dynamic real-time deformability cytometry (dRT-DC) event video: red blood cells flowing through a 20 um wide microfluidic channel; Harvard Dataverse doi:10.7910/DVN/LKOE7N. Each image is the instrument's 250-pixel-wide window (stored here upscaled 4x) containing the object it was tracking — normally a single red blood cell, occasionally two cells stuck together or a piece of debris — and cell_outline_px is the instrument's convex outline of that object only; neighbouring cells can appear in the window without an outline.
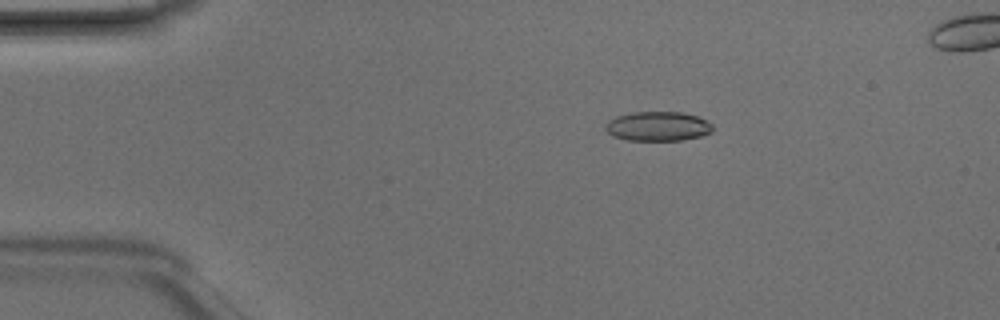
{"species": "Egyptian fruit bat (a non-hibernating species)", "species_latin": "Rousettus aegyptiacus", "temperature_condition": "room temperature", "stored_images_in_passage": 40, "camera_frame_rate_fps": 3000, "um_per_image_px": 0.085, "animal": {"sex": "male"}, "frame": {"image": 1, "passage_image": 1, "time_ms": 0.0, "image_size_px": [1000, 320], "cell_outline_px": [[716, 128], [712, 132], [700, 136], [680, 140], [624, 140], [612, 136], [604, 128], [604, 124], [608, 120], [616, 116], [632, 112], [684, 112], [696, 116], [712, 124]], "centroid_in_image_um": [55.89, 10.73], "position_along_channel_um": 29.1, "area_um2": 18.55}}
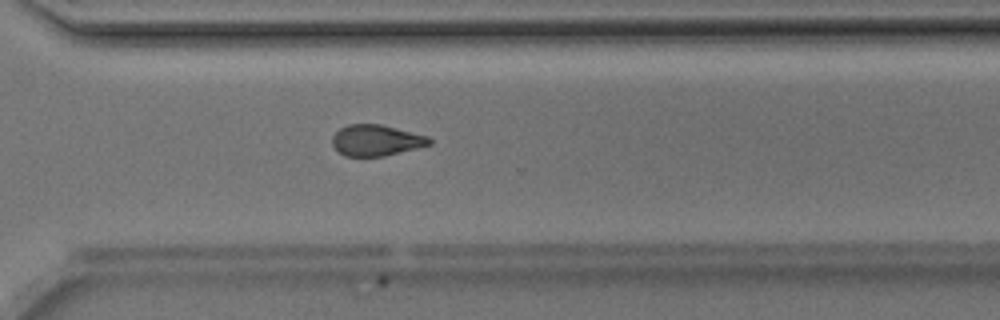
{"frame": {"image": 2, "passage_image": 27, "time_ms": 8.667, "image_size_px": [1000, 320], "cell_outline_px": [[432, 144], [384, 156], [344, 156], [332, 144], [332, 136], [340, 128], [348, 124], [380, 124], [428, 136], [432, 140]], "centroid_in_image_um": [31.97, 11.92], "position_along_channel_um": 338.6, "area_um2": 17.46}}
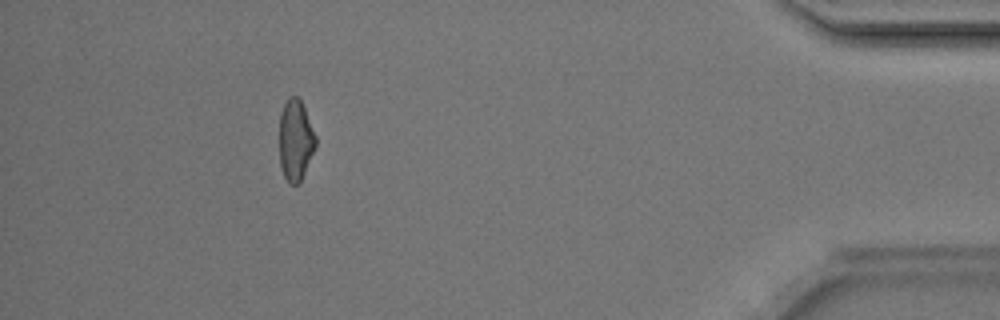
{"frame": {"image": 3, "passage_image": 36, "time_ms": 11.667, "image_size_px": [1000, 320], "cell_outline_px": [[316, 144], [304, 172], [300, 180], [296, 184], [288, 184], [284, 176], [280, 164], [280, 116], [284, 104], [288, 96], [296, 96], [300, 100], [304, 108], [316, 136]], "centroid_in_image_um": [25.1, 11.9], "position_along_channel_um": 410.1, "area_um2": 16.76}, "authors_computed_cell_mechanics": {"area_um2": 18.5249, "velocity_mm_per_s": 4.2311, "shape_relaxation_time_tau1_ms": 5.6811, "shape_relaxation_time_tau2_ms": 3.3589, "deformation_change_tau1": 0.1408, "deformation_change_tau2": 0.1013}}